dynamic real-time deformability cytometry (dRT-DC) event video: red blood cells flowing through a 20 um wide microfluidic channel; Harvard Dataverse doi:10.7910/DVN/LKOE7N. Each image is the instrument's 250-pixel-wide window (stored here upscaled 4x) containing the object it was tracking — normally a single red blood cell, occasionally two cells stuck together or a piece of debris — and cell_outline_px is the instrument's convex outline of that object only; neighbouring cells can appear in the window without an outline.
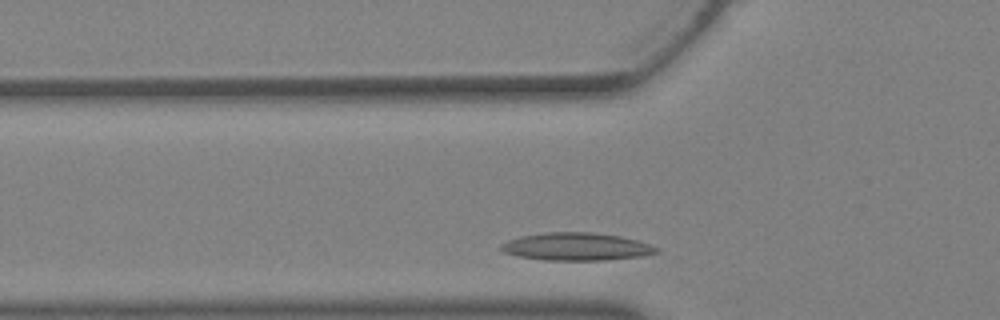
{"species": "Egyptian fruit bat (a non-hibernating species)", "species_latin": "Rousettus aegyptiacus", "temperature_condition": "warm", "stored_images_in_passage": 25, "camera_frame_rate_fps": 3000, "um_per_image_px": 0.085, "animal": {"sex": "female"}, "frame": {"image": 1, "passage_image": 7, "time_ms": 2.0, "image_size_px": [1000, 320], "cell_outline_px": [[660, 252], [644, 256], [604, 260], [544, 260], [520, 256], [504, 252], [500, 248], [500, 244], [508, 240], [520, 236], [548, 232], [592, 232], [620, 236], [636, 240], [660, 248]], "centroid_in_image_um": [49.02, 20.96], "position_along_channel_um": 76.8, "area_um2": 25.09}}
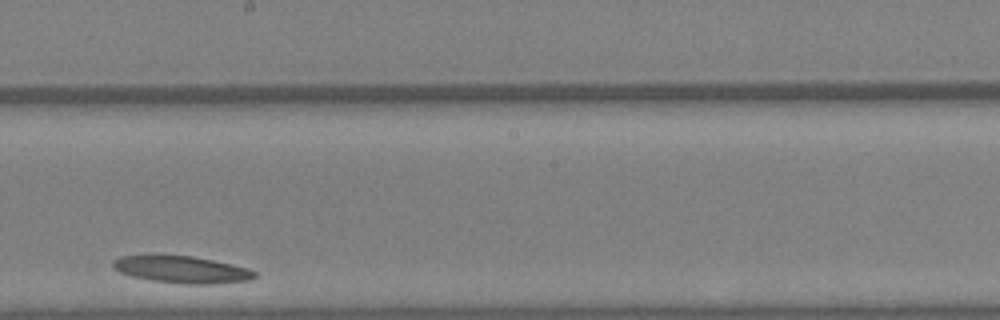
{"frame": {"image": 2, "passage_image": 17, "time_ms": 5.333, "image_size_px": [1000, 320], "cell_outline_px": [[256, 276], [248, 280], [208, 284], [184, 284], [152, 280], [132, 276], [120, 272], [112, 268], [112, 264], [120, 256], [152, 252], [192, 256], [232, 264], [248, 268], [256, 272]], "centroid_in_image_um": [15.36, 22.86], "position_along_channel_um": 232.8, "area_um2": 22.89}}
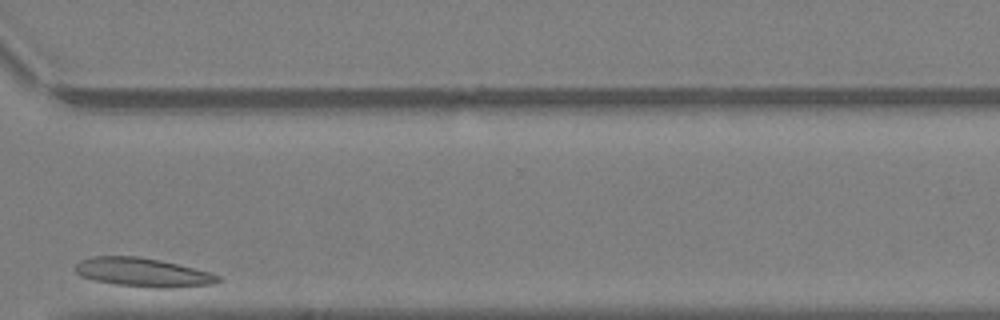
{"frame": {"image": 3, "passage_image": 25, "time_ms": 8.0, "image_size_px": [1000, 320], "cell_outline_px": [[220, 280], [212, 284], [168, 288], [156, 288], [116, 284], [96, 280], [80, 276], [76, 272], [76, 264], [80, 260], [92, 256], [140, 256], [160, 260], [212, 272], [220, 276]], "centroid_in_image_um": [12.15, 23.14], "position_along_channel_um": 358.4, "area_um2": 23.87}}